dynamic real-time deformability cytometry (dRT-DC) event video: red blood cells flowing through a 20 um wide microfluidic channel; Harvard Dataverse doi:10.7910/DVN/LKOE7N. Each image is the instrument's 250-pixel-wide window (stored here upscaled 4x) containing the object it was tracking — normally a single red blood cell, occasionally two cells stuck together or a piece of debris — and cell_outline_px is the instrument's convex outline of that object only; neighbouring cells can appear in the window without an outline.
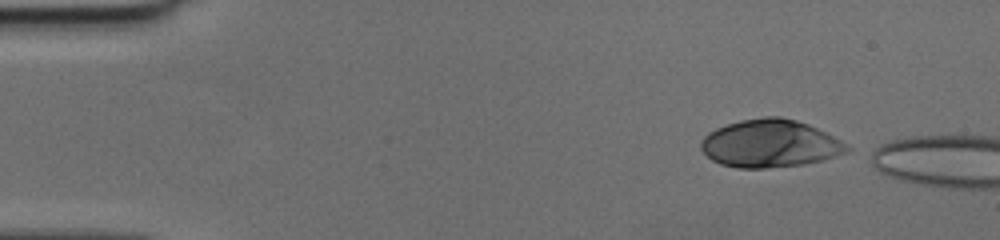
{"species": "human", "species_latin": "Homo sapiens", "temperature_condition": "cold", "stored_images_in_passage": 4, "camera_frame_rate_fps": 3000, "um_per_image_px": 0.085, "donor": {"sex": "female"}, "frame": {"image": 1, "passage_image": 1, "time_ms": 0.0, "image_size_px": [1000, 240], "cell_outline_px": [[852, 148], [848, 152], [820, 160], [800, 164], [764, 168], [736, 168], [720, 164], [712, 160], [700, 148], [700, 144], [704, 136], [708, 132], [716, 128], [740, 120], [764, 116], [780, 116], [796, 120], [808, 124], [848, 144]], "centroid_in_image_um": [65.43, 12.19], "position_along_channel_um": 19.6, "area_um2": 40.4}}